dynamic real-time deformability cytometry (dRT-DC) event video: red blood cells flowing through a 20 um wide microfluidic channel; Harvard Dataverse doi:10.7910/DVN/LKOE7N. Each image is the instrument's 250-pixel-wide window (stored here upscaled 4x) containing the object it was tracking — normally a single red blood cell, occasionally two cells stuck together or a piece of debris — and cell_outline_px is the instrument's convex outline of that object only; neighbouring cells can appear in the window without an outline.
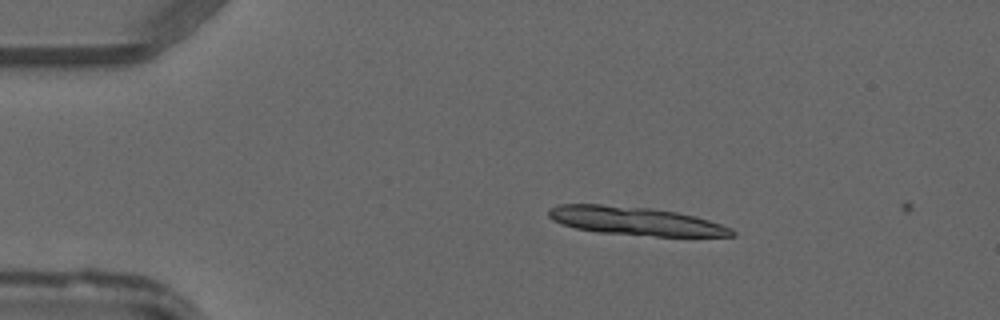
{"species": "common noctule bat (a hibernating species)", "species_latin": "Nyctalus noctula", "temperature_condition": "warm", "stored_images_in_passage": 9, "camera_frame_rate_fps": 3000, "um_per_image_px": 0.085, "animal": {"sex": "male", "forearm_length_mm": 52.5}, "frame": {"image": 1, "passage_image": 8, "time_ms": 2.333, "image_size_px": [1000, 320], "cell_outline_px": [[736, 236], [656, 236], [596, 232], [576, 228], [552, 220], [548, 216], [548, 208], [560, 204], [600, 204], [652, 208], [676, 212], [696, 216], [732, 228], [736, 232]], "centroid_in_image_um": [54.01, 18.78], "position_along_channel_um": 31.0, "area_um2": 30.29}}